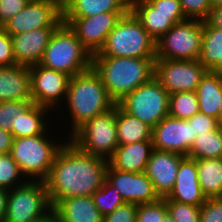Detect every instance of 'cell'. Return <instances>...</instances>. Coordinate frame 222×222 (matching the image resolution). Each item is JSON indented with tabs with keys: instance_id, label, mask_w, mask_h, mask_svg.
<instances>
[{
	"instance_id": "obj_1",
	"label": "cell",
	"mask_w": 222,
	"mask_h": 222,
	"mask_svg": "<svg viewBox=\"0 0 222 222\" xmlns=\"http://www.w3.org/2000/svg\"><path fill=\"white\" fill-rule=\"evenodd\" d=\"M67 141L58 151L45 180L52 208L63 199L91 196L106 180L109 162L85 153L69 139Z\"/></svg>"
},
{
	"instance_id": "obj_2",
	"label": "cell",
	"mask_w": 222,
	"mask_h": 222,
	"mask_svg": "<svg viewBox=\"0 0 222 222\" xmlns=\"http://www.w3.org/2000/svg\"><path fill=\"white\" fill-rule=\"evenodd\" d=\"M156 58L92 56V68L117 104L154 77Z\"/></svg>"
},
{
	"instance_id": "obj_3",
	"label": "cell",
	"mask_w": 222,
	"mask_h": 222,
	"mask_svg": "<svg viewBox=\"0 0 222 222\" xmlns=\"http://www.w3.org/2000/svg\"><path fill=\"white\" fill-rule=\"evenodd\" d=\"M67 102V103H66ZM69 111L71 136L86 121L93 119L115 107L100 76L93 68L70 77L65 104ZM70 132V133H69Z\"/></svg>"
},
{
	"instance_id": "obj_4",
	"label": "cell",
	"mask_w": 222,
	"mask_h": 222,
	"mask_svg": "<svg viewBox=\"0 0 222 222\" xmlns=\"http://www.w3.org/2000/svg\"><path fill=\"white\" fill-rule=\"evenodd\" d=\"M39 64L73 77L92 68V55L62 22L51 35Z\"/></svg>"
},
{
	"instance_id": "obj_5",
	"label": "cell",
	"mask_w": 222,
	"mask_h": 222,
	"mask_svg": "<svg viewBox=\"0 0 222 222\" xmlns=\"http://www.w3.org/2000/svg\"><path fill=\"white\" fill-rule=\"evenodd\" d=\"M93 56L156 58V42L129 11L121 17L103 47Z\"/></svg>"
},
{
	"instance_id": "obj_6",
	"label": "cell",
	"mask_w": 222,
	"mask_h": 222,
	"mask_svg": "<svg viewBox=\"0 0 222 222\" xmlns=\"http://www.w3.org/2000/svg\"><path fill=\"white\" fill-rule=\"evenodd\" d=\"M47 133L49 131L37 136L13 139L10 155L27 180L45 181L58 151L65 144L64 140L61 143L50 139L52 137Z\"/></svg>"
},
{
	"instance_id": "obj_7",
	"label": "cell",
	"mask_w": 222,
	"mask_h": 222,
	"mask_svg": "<svg viewBox=\"0 0 222 222\" xmlns=\"http://www.w3.org/2000/svg\"><path fill=\"white\" fill-rule=\"evenodd\" d=\"M68 139L81 151L108 161L118 146L116 105L86 121Z\"/></svg>"
},
{
	"instance_id": "obj_8",
	"label": "cell",
	"mask_w": 222,
	"mask_h": 222,
	"mask_svg": "<svg viewBox=\"0 0 222 222\" xmlns=\"http://www.w3.org/2000/svg\"><path fill=\"white\" fill-rule=\"evenodd\" d=\"M52 211L45 181H30L8 190L3 222H36Z\"/></svg>"
},
{
	"instance_id": "obj_9",
	"label": "cell",
	"mask_w": 222,
	"mask_h": 222,
	"mask_svg": "<svg viewBox=\"0 0 222 222\" xmlns=\"http://www.w3.org/2000/svg\"><path fill=\"white\" fill-rule=\"evenodd\" d=\"M202 38L203 21L186 19L176 23L156 41V59L198 60Z\"/></svg>"
},
{
	"instance_id": "obj_10",
	"label": "cell",
	"mask_w": 222,
	"mask_h": 222,
	"mask_svg": "<svg viewBox=\"0 0 222 222\" xmlns=\"http://www.w3.org/2000/svg\"><path fill=\"white\" fill-rule=\"evenodd\" d=\"M169 96L166 89L153 77L117 104L131 116L154 127L168 115Z\"/></svg>"
},
{
	"instance_id": "obj_11",
	"label": "cell",
	"mask_w": 222,
	"mask_h": 222,
	"mask_svg": "<svg viewBox=\"0 0 222 222\" xmlns=\"http://www.w3.org/2000/svg\"><path fill=\"white\" fill-rule=\"evenodd\" d=\"M208 71L199 60L155 59L154 77L169 94L196 91Z\"/></svg>"
},
{
	"instance_id": "obj_12",
	"label": "cell",
	"mask_w": 222,
	"mask_h": 222,
	"mask_svg": "<svg viewBox=\"0 0 222 222\" xmlns=\"http://www.w3.org/2000/svg\"><path fill=\"white\" fill-rule=\"evenodd\" d=\"M62 22V6L57 1L29 0L1 28L12 36L39 28H57Z\"/></svg>"
},
{
	"instance_id": "obj_13",
	"label": "cell",
	"mask_w": 222,
	"mask_h": 222,
	"mask_svg": "<svg viewBox=\"0 0 222 222\" xmlns=\"http://www.w3.org/2000/svg\"><path fill=\"white\" fill-rule=\"evenodd\" d=\"M33 103L56 110L65 101L70 76L40 64L29 66ZM64 99V100H62Z\"/></svg>"
},
{
	"instance_id": "obj_14",
	"label": "cell",
	"mask_w": 222,
	"mask_h": 222,
	"mask_svg": "<svg viewBox=\"0 0 222 222\" xmlns=\"http://www.w3.org/2000/svg\"><path fill=\"white\" fill-rule=\"evenodd\" d=\"M128 12H103L86 18H62L93 56L103 47L108 34Z\"/></svg>"
},
{
	"instance_id": "obj_15",
	"label": "cell",
	"mask_w": 222,
	"mask_h": 222,
	"mask_svg": "<svg viewBox=\"0 0 222 222\" xmlns=\"http://www.w3.org/2000/svg\"><path fill=\"white\" fill-rule=\"evenodd\" d=\"M195 137L192 124L187 119H178L169 115L152 127L151 133L153 149L175 152L184 156H188Z\"/></svg>"
},
{
	"instance_id": "obj_16",
	"label": "cell",
	"mask_w": 222,
	"mask_h": 222,
	"mask_svg": "<svg viewBox=\"0 0 222 222\" xmlns=\"http://www.w3.org/2000/svg\"><path fill=\"white\" fill-rule=\"evenodd\" d=\"M106 180L119 192L125 203L138 205L152 203L160 199L152 181L144 172H123L109 164Z\"/></svg>"
},
{
	"instance_id": "obj_17",
	"label": "cell",
	"mask_w": 222,
	"mask_h": 222,
	"mask_svg": "<svg viewBox=\"0 0 222 222\" xmlns=\"http://www.w3.org/2000/svg\"><path fill=\"white\" fill-rule=\"evenodd\" d=\"M184 155L153 149L144 173L152 181L160 198L167 197L172 191L177 171Z\"/></svg>"
},
{
	"instance_id": "obj_18",
	"label": "cell",
	"mask_w": 222,
	"mask_h": 222,
	"mask_svg": "<svg viewBox=\"0 0 222 222\" xmlns=\"http://www.w3.org/2000/svg\"><path fill=\"white\" fill-rule=\"evenodd\" d=\"M164 199L195 206H201L206 201L200 188L195 159L185 156L181 160L174 187Z\"/></svg>"
},
{
	"instance_id": "obj_19",
	"label": "cell",
	"mask_w": 222,
	"mask_h": 222,
	"mask_svg": "<svg viewBox=\"0 0 222 222\" xmlns=\"http://www.w3.org/2000/svg\"><path fill=\"white\" fill-rule=\"evenodd\" d=\"M55 30L56 28H39L12 35L16 65L32 66L39 64Z\"/></svg>"
},
{
	"instance_id": "obj_20",
	"label": "cell",
	"mask_w": 222,
	"mask_h": 222,
	"mask_svg": "<svg viewBox=\"0 0 222 222\" xmlns=\"http://www.w3.org/2000/svg\"><path fill=\"white\" fill-rule=\"evenodd\" d=\"M155 40L160 39L174 24L186 20L184 13L159 12L147 0H130V10Z\"/></svg>"
},
{
	"instance_id": "obj_21",
	"label": "cell",
	"mask_w": 222,
	"mask_h": 222,
	"mask_svg": "<svg viewBox=\"0 0 222 222\" xmlns=\"http://www.w3.org/2000/svg\"><path fill=\"white\" fill-rule=\"evenodd\" d=\"M16 100L32 101L29 66H0V102Z\"/></svg>"
},
{
	"instance_id": "obj_22",
	"label": "cell",
	"mask_w": 222,
	"mask_h": 222,
	"mask_svg": "<svg viewBox=\"0 0 222 222\" xmlns=\"http://www.w3.org/2000/svg\"><path fill=\"white\" fill-rule=\"evenodd\" d=\"M152 151V140L118 145L108 162L123 172H144Z\"/></svg>"
},
{
	"instance_id": "obj_23",
	"label": "cell",
	"mask_w": 222,
	"mask_h": 222,
	"mask_svg": "<svg viewBox=\"0 0 222 222\" xmlns=\"http://www.w3.org/2000/svg\"><path fill=\"white\" fill-rule=\"evenodd\" d=\"M52 211L60 222H103V216L91 196H75L60 200Z\"/></svg>"
},
{
	"instance_id": "obj_24",
	"label": "cell",
	"mask_w": 222,
	"mask_h": 222,
	"mask_svg": "<svg viewBox=\"0 0 222 222\" xmlns=\"http://www.w3.org/2000/svg\"><path fill=\"white\" fill-rule=\"evenodd\" d=\"M130 0H67L62 18H86L103 12H129Z\"/></svg>"
},
{
	"instance_id": "obj_25",
	"label": "cell",
	"mask_w": 222,
	"mask_h": 222,
	"mask_svg": "<svg viewBox=\"0 0 222 222\" xmlns=\"http://www.w3.org/2000/svg\"><path fill=\"white\" fill-rule=\"evenodd\" d=\"M48 107L32 103L19 115L12 128L13 138L31 137L44 134L49 130L47 113H50ZM46 116V117H45ZM47 122V123H46Z\"/></svg>"
},
{
	"instance_id": "obj_26",
	"label": "cell",
	"mask_w": 222,
	"mask_h": 222,
	"mask_svg": "<svg viewBox=\"0 0 222 222\" xmlns=\"http://www.w3.org/2000/svg\"><path fill=\"white\" fill-rule=\"evenodd\" d=\"M221 92L222 72L208 71L196 90L200 112L218 119Z\"/></svg>"
},
{
	"instance_id": "obj_27",
	"label": "cell",
	"mask_w": 222,
	"mask_h": 222,
	"mask_svg": "<svg viewBox=\"0 0 222 222\" xmlns=\"http://www.w3.org/2000/svg\"><path fill=\"white\" fill-rule=\"evenodd\" d=\"M116 128L118 145L151 140L152 127L125 112L116 104Z\"/></svg>"
},
{
	"instance_id": "obj_28",
	"label": "cell",
	"mask_w": 222,
	"mask_h": 222,
	"mask_svg": "<svg viewBox=\"0 0 222 222\" xmlns=\"http://www.w3.org/2000/svg\"><path fill=\"white\" fill-rule=\"evenodd\" d=\"M199 62L209 71L222 72V29L203 21L202 49Z\"/></svg>"
},
{
	"instance_id": "obj_29",
	"label": "cell",
	"mask_w": 222,
	"mask_h": 222,
	"mask_svg": "<svg viewBox=\"0 0 222 222\" xmlns=\"http://www.w3.org/2000/svg\"><path fill=\"white\" fill-rule=\"evenodd\" d=\"M195 160L203 194L206 198L222 197V158Z\"/></svg>"
},
{
	"instance_id": "obj_30",
	"label": "cell",
	"mask_w": 222,
	"mask_h": 222,
	"mask_svg": "<svg viewBox=\"0 0 222 222\" xmlns=\"http://www.w3.org/2000/svg\"><path fill=\"white\" fill-rule=\"evenodd\" d=\"M192 159L222 158V126L196 135L188 156Z\"/></svg>"
},
{
	"instance_id": "obj_31",
	"label": "cell",
	"mask_w": 222,
	"mask_h": 222,
	"mask_svg": "<svg viewBox=\"0 0 222 222\" xmlns=\"http://www.w3.org/2000/svg\"><path fill=\"white\" fill-rule=\"evenodd\" d=\"M200 112L196 91L170 94L168 115L178 119H189Z\"/></svg>"
},
{
	"instance_id": "obj_32",
	"label": "cell",
	"mask_w": 222,
	"mask_h": 222,
	"mask_svg": "<svg viewBox=\"0 0 222 222\" xmlns=\"http://www.w3.org/2000/svg\"><path fill=\"white\" fill-rule=\"evenodd\" d=\"M27 181L28 180L22 174L18 164L11 157L10 152L1 153L0 154V188L11 190L15 187L25 184Z\"/></svg>"
},
{
	"instance_id": "obj_33",
	"label": "cell",
	"mask_w": 222,
	"mask_h": 222,
	"mask_svg": "<svg viewBox=\"0 0 222 222\" xmlns=\"http://www.w3.org/2000/svg\"><path fill=\"white\" fill-rule=\"evenodd\" d=\"M91 197L103 217L125 203L119 192L107 180Z\"/></svg>"
},
{
	"instance_id": "obj_34",
	"label": "cell",
	"mask_w": 222,
	"mask_h": 222,
	"mask_svg": "<svg viewBox=\"0 0 222 222\" xmlns=\"http://www.w3.org/2000/svg\"><path fill=\"white\" fill-rule=\"evenodd\" d=\"M32 103L28 100L0 102V128L11 132L19 112H23Z\"/></svg>"
},
{
	"instance_id": "obj_35",
	"label": "cell",
	"mask_w": 222,
	"mask_h": 222,
	"mask_svg": "<svg viewBox=\"0 0 222 222\" xmlns=\"http://www.w3.org/2000/svg\"><path fill=\"white\" fill-rule=\"evenodd\" d=\"M168 209V214L175 222H200V208L195 206L170 199H164Z\"/></svg>"
},
{
	"instance_id": "obj_36",
	"label": "cell",
	"mask_w": 222,
	"mask_h": 222,
	"mask_svg": "<svg viewBox=\"0 0 222 222\" xmlns=\"http://www.w3.org/2000/svg\"><path fill=\"white\" fill-rule=\"evenodd\" d=\"M168 214L164 198L152 203L138 204L136 222H162Z\"/></svg>"
},
{
	"instance_id": "obj_37",
	"label": "cell",
	"mask_w": 222,
	"mask_h": 222,
	"mask_svg": "<svg viewBox=\"0 0 222 222\" xmlns=\"http://www.w3.org/2000/svg\"><path fill=\"white\" fill-rule=\"evenodd\" d=\"M180 3L186 19L206 21L211 11L208 0H180Z\"/></svg>"
},
{
	"instance_id": "obj_38",
	"label": "cell",
	"mask_w": 222,
	"mask_h": 222,
	"mask_svg": "<svg viewBox=\"0 0 222 222\" xmlns=\"http://www.w3.org/2000/svg\"><path fill=\"white\" fill-rule=\"evenodd\" d=\"M200 222H222V197L206 199L200 208Z\"/></svg>"
},
{
	"instance_id": "obj_39",
	"label": "cell",
	"mask_w": 222,
	"mask_h": 222,
	"mask_svg": "<svg viewBox=\"0 0 222 222\" xmlns=\"http://www.w3.org/2000/svg\"><path fill=\"white\" fill-rule=\"evenodd\" d=\"M137 205L124 203L103 217V222H136Z\"/></svg>"
},
{
	"instance_id": "obj_40",
	"label": "cell",
	"mask_w": 222,
	"mask_h": 222,
	"mask_svg": "<svg viewBox=\"0 0 222 222\" xmlns=\"http://www.w3.org/2000/svg\"><path fill=\"white\" fill-rule=\"evenodd\" d=\"M187 120L190 122V124H192L193 135L211 132L220 126L218 119L207 116L201 112H198Z\"/></svg>"
},
{
	"instance_id": "obj_41",
	"label": "cell",
	"mask_w": 222,
	"mask_h": 222,
	"mask_svg": "<svg viewBox=\"0 0 222 222\" xmlns=\"http://www.w3.org/2000/svg\"><path fill=\"white\" fill-rule=\"evenodd\" d=\"M16 65L11 36L0 28V66Z\"/></svg>"
},
{
	"instance_id": "obj_42",
	"label": "cell",
	"mask_w": 222,
	"mask_h": 222,
	"mask_svg": "<svg viewBox=\"0 0 222 222\" xmlns=\"http://www.w3.org/2000/svg\"><path fill=\"white\" fill-rule=\"evenodd\" d=\"M29 0H0V28L21 11Z\"/></svg>"
},
{
	"instance_id": "obj_43",
	"label": "cell",
	"mask_w": 222,
	"mask_h": 222,
	"mask_svg": "<svg viewBox=\"0 0 222 222\" xmlns=\"http://www.w3.org/2000/svg\"><path fill=\"white\" fill-rule=\"evenodd\" d=\"M157 11L164 13H183L180 0H147Z\"/></svg>"
},
{
	"instance_id": "obj_44",
	"label": "cell",
	"mask_w": 222,
	"mask_h": 222,
	"mask_svg": "<svg viewBox=\"0 0 222 222\" xmlns=\"http://www.w3.org/2000/svg\"><path fill=\"white\" fill-rule=\"evenodd\" d=\"M211 26L222 29V4L211 8L206 20Z\"/></svg>"
},
{
	"instance_id": "obj_45",
	"label": "cell",
	"mask_w": 222,
	"mask_h": 222,
	"mask_svg": "<svg viewBox=\"0 0 222 222\" xmlns=\"http://www.w3.org/2000/svg\"><path fill=\"white\" fill-rule=\"evenodd\" d=\"M13 139V135L10 131L0 128V154L10 152Z\"/></svg>"
},
{
	"instance_id": "obj_46",
	"label": "cell",
	"mask_w": 222,
	"mask_h": 222,
	"mask_svg": "<svg viewBox=\"0 0 222 222\" xmlns=\"http://www.w3.org/2000/svg\"><path fill=\"white\" fill-rule=\"evenodd\" d=\"M8 190L0 188V222H3L6 216Z\"/></svg>"
},
{
	"instance_id": "obj_47",
	"label": "cell",
	"mask_w": 222,
	"mask_h": 222,
	"mask_svg": "<svg viewBox=\"0 0 222 222\" xmlns=\"http://www.w3.org/2000/svg\"><path fill=\"white\" fill-rule=\"evenodd\" d=\"M36 222H60V219L53 211H51L46 217Z\"/></svg>"
},
{
	"instance_id": "obj_48",
	"label": "cell",
	"mask_w": 222,
	"mask_h": 222,
	"mask_svg": "<svg viewBox=\"0 0 222 222\" xmlns=\"http://www.w3.org/2000/svg\"><path fill=\"white\" fill-rule=\"evenodd\" d=\"M218 122L222 126V92H221V103L219 104Z\"/></svg>"
},
{
	"instance_id": "obj_49",
	"label": "cell",
	"mask_w": 222,
	"mask_h": 222,
	"mask_svg": "<svg viewBox=\"0 0 222 222\" xmlns=\"http://www.w3.org/2000/svg\"><path fill=\"white\" fill-rule=\"evenodd\" d=\"M208 1L211 8L222 4V0H208Z\"/></svg>"
},
{
	"instance_id": "obj_50",
	"label": "cell",
	"mask_w": 222,
	"mask_h": 222,
	"mask_svg": "<svg viewBox=\"0 0 222 222\" xmlns=\"http://www.w3.org/2000/svg\"><path fill=\"white\" fill-rule=\"evenodd\" d=\"M162 222H175V220L169 214H167Z\"/></svg>"
},
{
	"instance_id": "obj_51",
	"label": "cell",
	"mask_w": 222,
	"mask_h": 222,
	"mask_svg": "<svg viewBox=\"0 0 222 222\" xmlns=\"http://www.w3.org/2000/svg\"><path fill=\"white\" fill-rule=\"evenodd\" d=\"M55 1H57L62 6L67 0H55Z\"/></svg>"
}]
</instances>
